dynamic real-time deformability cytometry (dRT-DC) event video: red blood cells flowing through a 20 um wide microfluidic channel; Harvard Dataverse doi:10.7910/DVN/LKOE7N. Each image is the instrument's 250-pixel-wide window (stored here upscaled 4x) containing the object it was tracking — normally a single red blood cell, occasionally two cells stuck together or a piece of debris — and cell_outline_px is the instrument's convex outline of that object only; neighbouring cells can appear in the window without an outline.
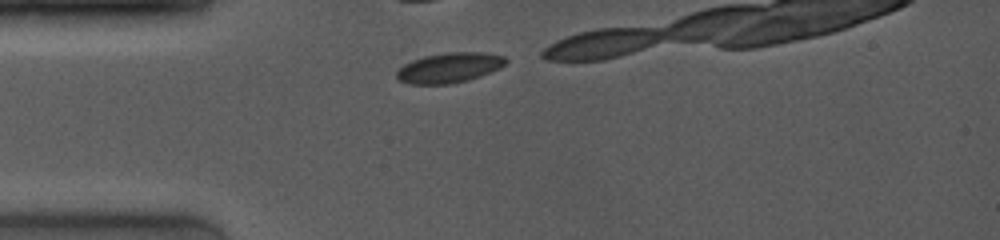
{"species": "common noctule bat (a hibernating species)", "species_latin": "Nyctalus noctula", "temperature_condition": "room temperature", "stored_images_in_passage": 2, "camera_frame_rate_fps": 4000, "um_per_image_px": 0.085, "animal": {"sex": "female", "body_mass_g": 19.0, "forearm_length_mm": 53.3}, "frame": {"image": 1, "passage_image": 1, "time_ms": 0.0, "image_size_px": [1000, 240], "cell_outline_px": [[508, 60], [500, 68], [480, 76], [468, 80], [448, 84], [408, 84], [400, 80], [396, 76], [396, 72], [404, 64], [412, 60], [424, 56], [448, 52], [484, 52], [504, 56]], "centroid_in_image_um": [38.19, 5.75], "position_along_channel_um": 46.8, "area_um2": 19.07}}